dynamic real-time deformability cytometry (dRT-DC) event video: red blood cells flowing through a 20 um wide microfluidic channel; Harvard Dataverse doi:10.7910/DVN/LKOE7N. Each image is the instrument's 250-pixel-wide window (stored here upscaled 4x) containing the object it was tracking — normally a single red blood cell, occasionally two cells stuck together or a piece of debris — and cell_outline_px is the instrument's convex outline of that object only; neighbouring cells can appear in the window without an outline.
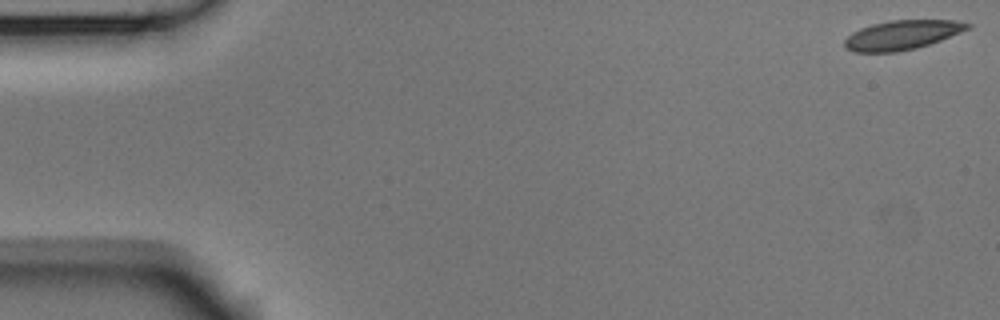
{"species": "Egyptian fruit bat (a non-hibernating species)", "species_latin": "Rousettus aegyptiacus", "temperature_condition": "room temperature", "stored_images_in_passage": 54, "camera_frame_rate_fps": 3000, "um_per_image_px": 0.085, "animal": {"sex": "male"}, "frame": {"image": 1, "passage_image": 1, "time_ms": 0.0, "image_size_px": [1000, 320], "cell_outline_px": [[972, 28], [940, 40], [916, 48], [896, 52], [852, 52], [844, 48], [844, 40], [852, 32], [860, 28], [872, 24], [888, 20], [952, 20], [972, 24]], "centroid_in_image_um": [76.65, 2.97], "position_along_channel_um": 8.4, "area_um2": 21.1}}
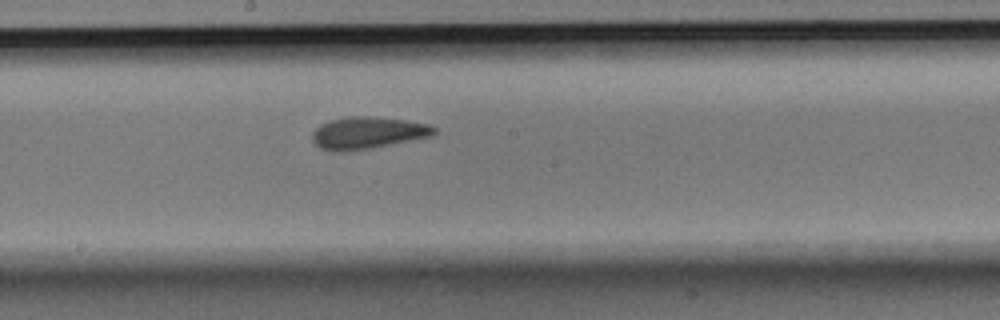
{"frame": {"image": 2, "passage_image": 29, "time_ms": 9.333, "image_size_px": [1000, 320], "cell_outline_px": [[436, 132], [432, 136], [372, 148], [340, 152], [336, 152], [320, 148], [312, 140], [312, 132], [320, 124], [328, 120], [348, 116], [376, 116], [408, 120], [428, 124], [436, 128]], "centroid_in_image_um": [31.24, 11.28], "position_along_channel_um": 217.0, "area_um2": 23.0}}
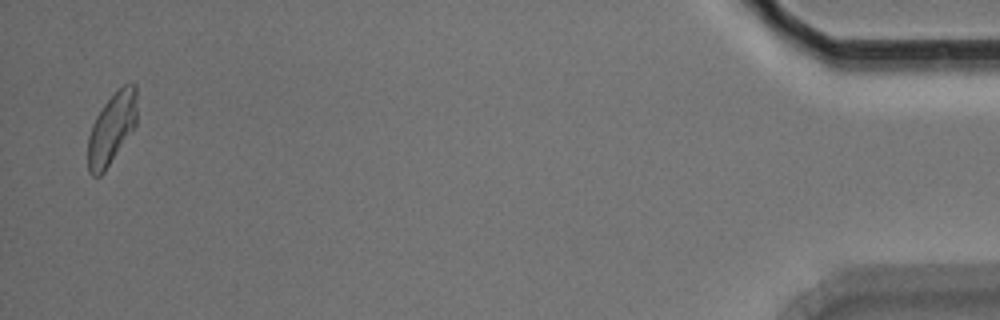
{"frame": {"image": 3, "passage_image": 53, "time_ms": 17.333, "image_size_px": [1000, 320], "cell_outline_px": [[136, 124], [104, 172], [100, 176], [92, 176], [88, 172], [88, 136], [92, 124], [96, 116], [104, 104], [124, 84], [136, 84]], "centroid_in_image_um": [9.47, 10.95], "position_along_channel_um": 425.7, "area_um2": 20.0}, "authors_computed_cell_mechanics": {"area_um2": 21.7906, "velocity_mm_per_s": 3.6961, "shape_relaxation_time_tau1_ms": 4.8388, "shape_relaxation_time_tau2_ms": 2.2923, "deformation_change_tau1": 0.118, "deformation_change_tau2": 0.083}}